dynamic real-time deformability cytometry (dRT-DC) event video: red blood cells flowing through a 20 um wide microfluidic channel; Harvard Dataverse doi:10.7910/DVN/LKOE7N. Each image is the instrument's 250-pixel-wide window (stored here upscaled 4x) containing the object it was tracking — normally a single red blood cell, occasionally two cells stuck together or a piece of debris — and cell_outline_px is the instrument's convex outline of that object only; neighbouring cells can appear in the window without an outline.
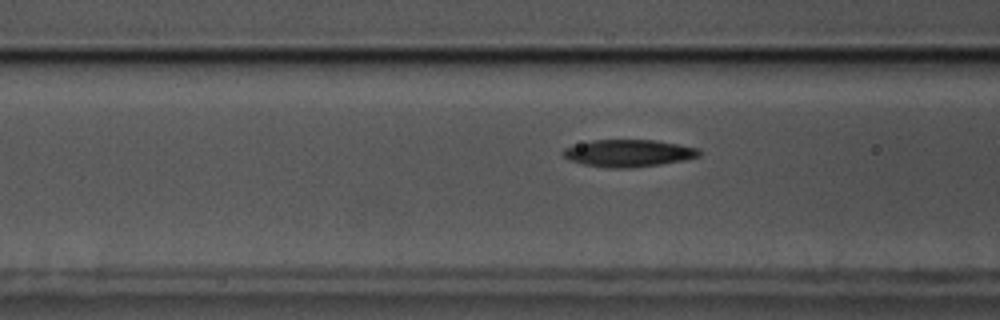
{"species": "common noctule bat (a hibernating species)", "species_latin": "Nyctalus noctula", "temperature_condition": "cold", "stored_images_in_passage": 34, "camera_frame_rate_fps": 3000, "um_per_image_px": 0.085, "animal": {"sex": "male", "body_mass_g": 17.5, "forearm_length_mm": 52.3}, "frame": {"image": 1, "passage_image": 5, "time_ms": 1.333, "image_size_px": [1000, 320], "cell_outline_px": [[704, 152], [700, 156], [684, 160], [636, 168], [608, 168], [584, 164], [568, 160], [564, 156], [564, 148], [592, 140], [656, 140], [700, 148]], "centroid_in_image_um": [53.49, 13.02], "position_along_channel_um": 113.1, "area_um2": 21.68}}
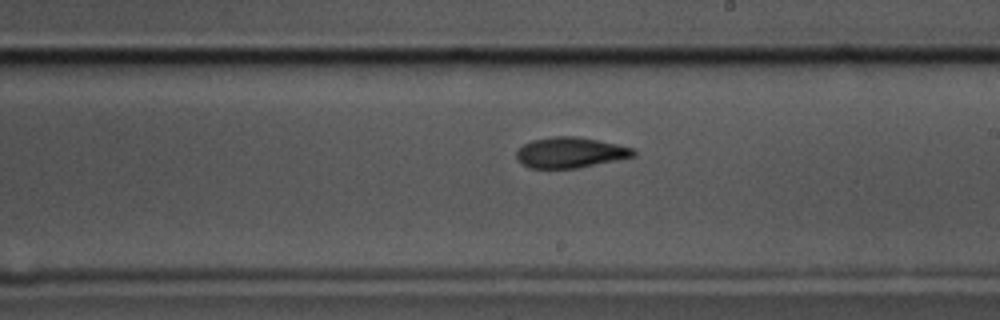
{"frame": {"image": 2, "passage_image": 16, "time_ms": 5.0, "image_size_px": [1000, 320], "cell_outline_px": [[636, 156], [580, 168], [528, 168], [516, 160], [516, 152], [524, 144], [532, 140], [556, 136], [576, 136], [616, 144], [632, 148], [636, 152]], "centroid_in_image_um": [48.46, 12.98], "position_along_channel_um": 240.5, "area_um2": 20.87}}
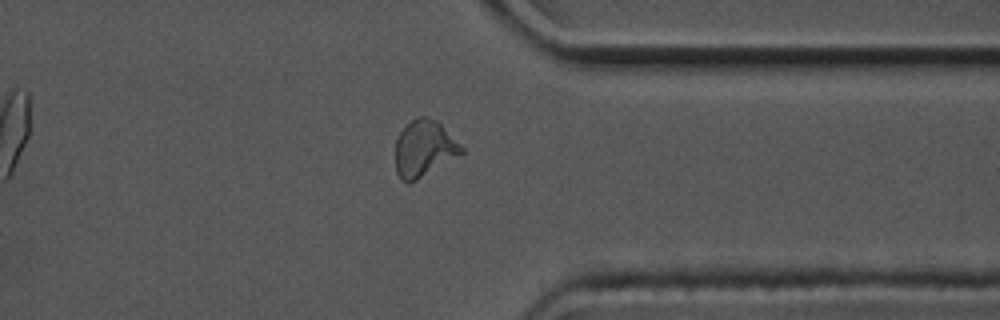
{"frame": {"image": 3, "passage_image": 28, "time_ms": 9.0, "image_size_px": [1000, 320], "cell_outline_px": [[464, 152], [416, 180], [408, 184], [400, 180], [396, 172], [396, 136], [416, 116], [424, 116], [436, 120], [464, 148]], "centroid_in_image_um": [36.01, 12.63], "position_along_channel_um": 375.4, "area_um2": 21.44}, "authors_computed_cell_mechanics": {"area_um2": 21.1259, "velocity_mm_per_s": 3.479, "shape_relaxation_time_tau1_ms": 5.0647, "shape_relaxation_time_tau2_ms": 3.2364, "deformation_change_tau1": 0.1523, "deformation_change_tau2": 0.0965}}